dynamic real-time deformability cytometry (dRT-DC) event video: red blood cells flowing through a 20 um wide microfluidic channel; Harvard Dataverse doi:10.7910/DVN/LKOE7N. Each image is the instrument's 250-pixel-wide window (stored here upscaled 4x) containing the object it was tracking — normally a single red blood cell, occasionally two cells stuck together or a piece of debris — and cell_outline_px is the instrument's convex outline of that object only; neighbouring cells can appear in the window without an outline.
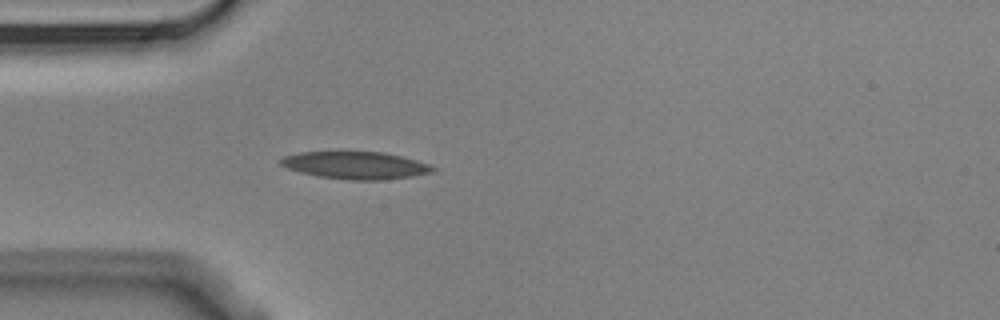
{"species": "Egyptian fruit bat (a non-hibernating species)", "species_latin": "Rousettus aegyptiacus", "temperature_condition": "cold", "stored_images_in_passage": 3, "camera_frame_rate_fps": 3000, "um_per_image_px": 0.085, "animal": {"sex": "male"}, "frame": {"image": 1, "passage_image": 3, "time_ms": 0.667, "image_size_px": [1000, 320], "cell_outline_px": [[436, 168], [432, 172], [412, 176], [384, 180], [352, 180], [316, 176], [300, 172], [288, 168], [280, 164], [280, 160], [284, 156], [300, 152], [336, 148], [384, 152], [416, 160], [428, 164]], "centroid_in_image_um": [30.15, 13.99], "position_along_channel_um": 54.8, "area_um2": 25.32}}